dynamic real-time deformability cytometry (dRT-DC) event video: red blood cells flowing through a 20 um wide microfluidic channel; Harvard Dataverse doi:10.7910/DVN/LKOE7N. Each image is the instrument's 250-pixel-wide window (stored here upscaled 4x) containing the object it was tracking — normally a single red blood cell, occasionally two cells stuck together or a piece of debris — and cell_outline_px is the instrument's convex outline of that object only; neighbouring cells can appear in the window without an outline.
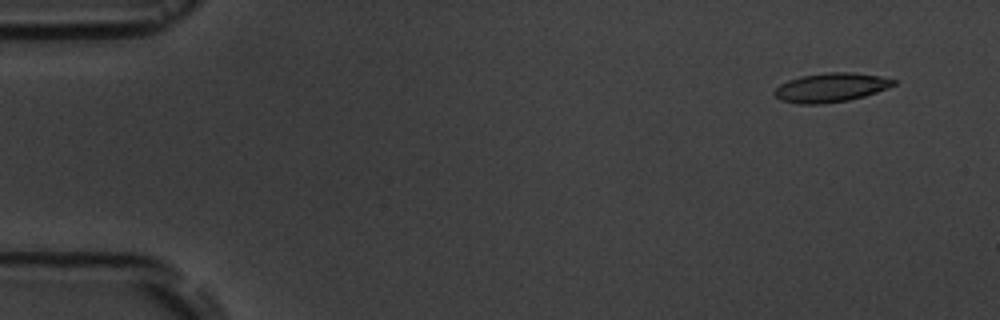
{"species": "common noctule bat (a hibernating species)", "species_latin": "Nyctalus noctula", "temperature_condition": "room temperature", "stored_images_in_passage": 4, "camera_frame_rate_fps": 3000, "um_per_image_px": 0.085, "animal": {"sex": "male", "body_mass_g": 19.5, "forearm_length_mm": 54.6}, "frame": {"image": 1, "passage_image": 1, "time_ms": 0.0, "image_size_px": [1000, 320], "cell_outline_px": [[896, 84], [888, 88], [864, 96], [848, 100], [820, 104], [800, 104], [780, 100], [772, 92], [780, 84], [788, 80], [800, 76], [828, 72], [852, 72], [880, 76], [896, 80]], "centroid_in_image_um": [70.61, 7.43], "position_along_channel_um": 14.4, "area_um2": 20.17}}
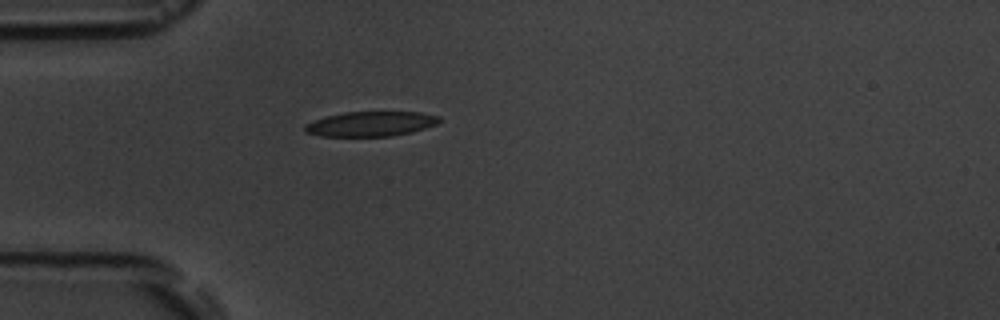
{"frame": {"image": 2, "passage_image": 4, "time_ms": 4.0, "image_size_px": [1000, 320], "cell_outline_px": [[440, 120], [436, 124], [412, 132], [392, 136], [320, 136], [304, 132], [304, 124], [328, 116], [344, 112], [420, 112], [440, 116]], "centroid_in_image_um": [31.51, 10.53], "position_along_channel_um": 53.5, "area_um2": 19.36}}